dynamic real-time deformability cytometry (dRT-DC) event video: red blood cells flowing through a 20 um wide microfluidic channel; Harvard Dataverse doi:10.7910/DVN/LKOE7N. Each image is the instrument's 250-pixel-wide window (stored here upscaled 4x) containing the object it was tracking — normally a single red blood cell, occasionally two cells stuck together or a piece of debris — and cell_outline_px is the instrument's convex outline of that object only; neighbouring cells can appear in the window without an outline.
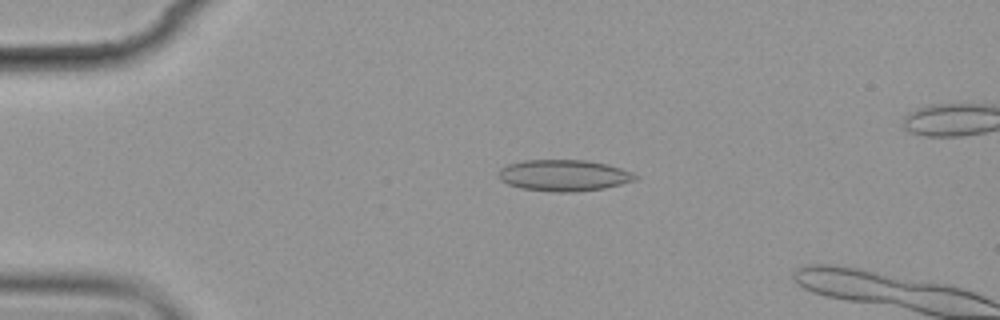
{"species": "common noctule bat (a hibernating species)", "species_latin": "Nyctalus noctula", "temperature_condition": "cold", "stored_images_in_passage": 5, "camera_frame_rate_fps": 3000, "um_per_image_px": 0.085, "animal": {"sex": "female", "body_mass_g": 19.9}, "frame": {"image": 1, "passage_image": 3, "time_ms": 3.333, "image_size_px": [1000, 320], "cell_outline_px": [[640, 176], [636, 180], [604, 188], [572, 192], [556, 192], [520, 188], [508, 184], [500, 180], [496, 176], [500, 168], [508, 164], [524, 160], [588, 160], [608, 164], [632, 172]], "centroid_in_image_um": [47.91, 14.9], "position_along_channel_um": 37.1, "area_um2": 25.14}}